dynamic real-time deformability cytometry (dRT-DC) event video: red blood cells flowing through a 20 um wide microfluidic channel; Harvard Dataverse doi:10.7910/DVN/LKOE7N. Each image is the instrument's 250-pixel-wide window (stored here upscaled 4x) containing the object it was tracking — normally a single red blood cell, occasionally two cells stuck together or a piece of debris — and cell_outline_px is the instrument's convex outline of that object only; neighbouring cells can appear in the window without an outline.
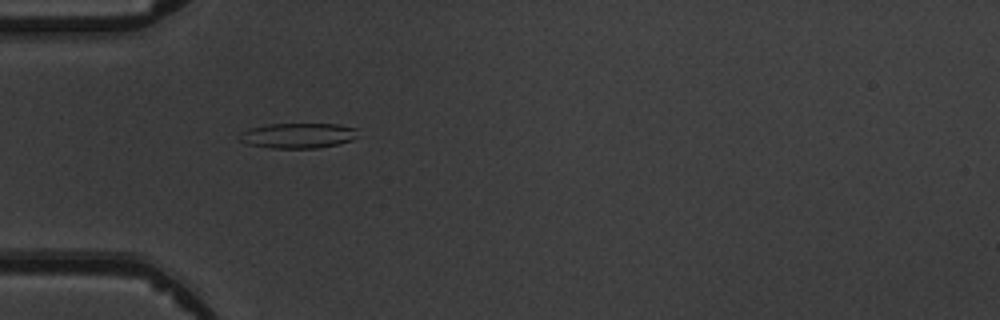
{"species": "common noctule bat (a hibernating species)", "species_latin": "Nyctalus noctula", "temperature_condition": "warm", "stored_images_in_passage": 8, "camera_frame_rate_fps": 3000, "um_per_image_px": 0.085, "animal": {"sex": "male", "body_mass_g": 19.5, "forearm_length_mm": 54.6}, "frame": {"image": 1, "passage_image": 5, "time_ms": 4.667, "image_size_px": [1000, 320], "cell_outline_px": [[360, 136], [352, 140], [336, 144], [316, 148], [272, 148], [248, 144], [236, 140], [236, 136], [240, 132], [248, 128], [268, 124], [336, 124], [356, 128]], "centroid_in_image_um": [25.28, 11.52], "position_along_channel_um": 59.7, "area_um2": 17.63}}
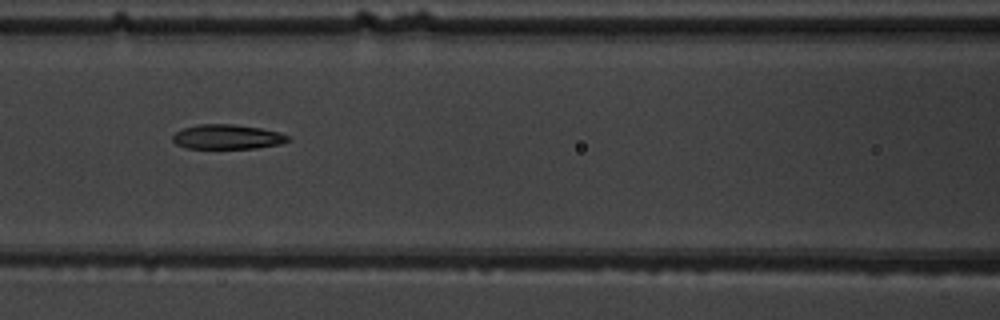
{"frame": {"image": 2, "passage_image": 7, "time_ms": 7.0, "image_size_px": [1000, 320], "cell_outline_px": [[292, 140], [280, 144], [256, 148], [184, 148], [176, 144], [172, 140], [172, 136], [176, 132], [184, 128], [196, 124], [232, 124], [260, 128], [280, 132], [288, 136]], "centroid_in_image_um": [19.32, 11.63], "position_along_channel_um": 147.3, "area_um2": 16.59}}
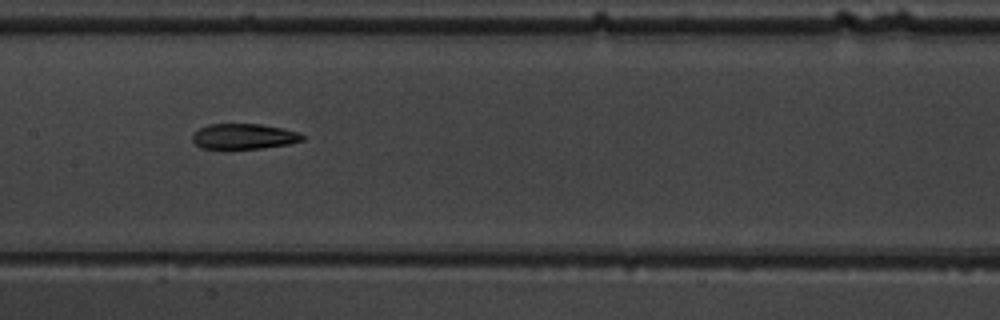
{"frame": {"image": 3, "passage_image": 8, "time_ms": 8.0, "image_size_px": [1000, 320], "cell_outline_px": [[304, 140], [288, 144], [264, 148], [224, 152], [200, 148], [192, 140], [192, 136], [200, 128], [208, 124], [260, 124], [284, 128], [300, 132], [304, 136]], "centroid_in_image_um": [20.7, 11.64], "position_along_channel_um": 186.7, "area_um2": 17.17}}